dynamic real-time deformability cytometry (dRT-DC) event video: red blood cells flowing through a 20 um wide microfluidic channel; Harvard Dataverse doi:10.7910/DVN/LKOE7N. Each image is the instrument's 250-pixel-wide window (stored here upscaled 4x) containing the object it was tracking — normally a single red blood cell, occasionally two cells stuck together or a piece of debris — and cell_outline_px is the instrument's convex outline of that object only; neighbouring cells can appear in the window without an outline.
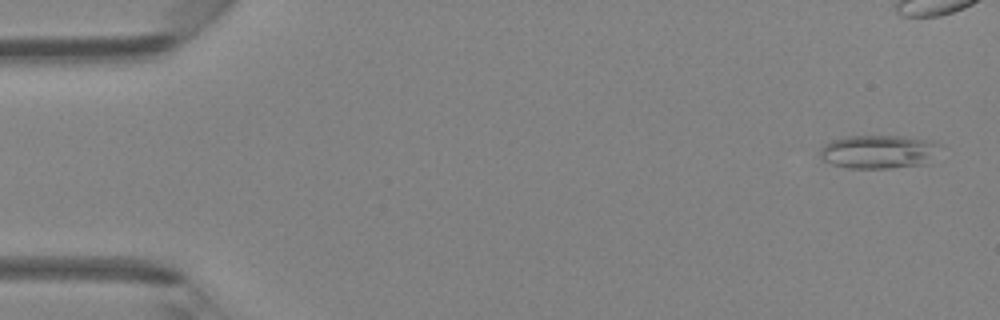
{"species": "Egyptian fruit bat (a non-hibernating species)", "species_latin": "Rousettus aegyptiacus", "temperature_condition": "room temperature", "stored_images_in_passage": 3, "camera_frame_rate_fps": 3000, "um_per_image_px": 0.085, "animal": {"sex": "female"}, "frame": {"image": 1, "passage_image": 3, "time_ms": 0.667, "image_size_px": [1000, 320], "cell_outline_px": [[940, 144], [932, 164], [892, 168], [848, 168], [832, 164], [820, 160], [820, 148], [824, 144], [832, 140], [844, 136], [900, 136], [932, 140]], "centroid_in_image_um": [74.71, 12.91], "position_along_channel_um": 10.3, "area_um2": 23.99}}